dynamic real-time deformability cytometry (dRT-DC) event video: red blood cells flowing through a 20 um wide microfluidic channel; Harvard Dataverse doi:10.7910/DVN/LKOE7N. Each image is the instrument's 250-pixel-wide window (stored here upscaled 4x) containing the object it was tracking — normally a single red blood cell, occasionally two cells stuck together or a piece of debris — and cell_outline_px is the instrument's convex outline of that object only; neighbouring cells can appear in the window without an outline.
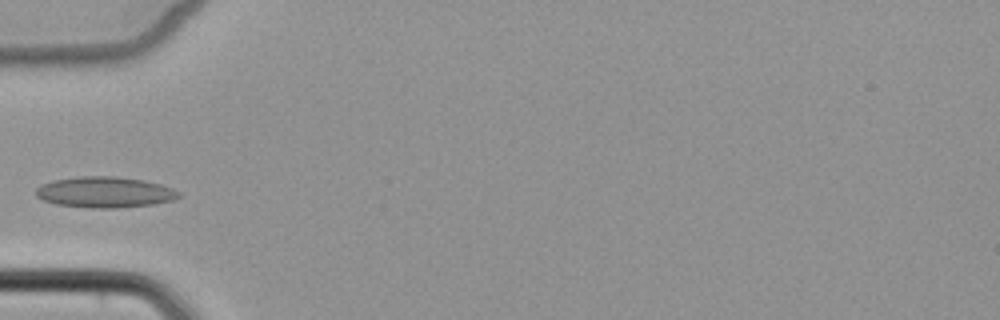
{"species": "common noctule bat (a hibernating species)", "species_latin": "Nyctalus noctula", "temperature_condition": "cold", "stored_images_in_passage": 4, "camera_frame_rate_fps": 3000, "um_per_image_px": 0.085, "animal": {"sex": "female", "body_mass_g": 22.7, "forearm_length_mm": 54.2}, "frame": {"image": 1, "passage_image": 4, "time_ms": 3.667, "image_size_px": [1000, 320], "cell_outline_px": [[180, 196], [172, 200], [152, 204], [116, 208], [92, 208], [56, 204], [44, 200], [36, 196], [36, 188], [40, 184], [52, 180], [80, 176], [116, 176], [144, 180], [160, 184], [172, 188], [180, 192]], "centroid_in_image_um": [8.89, 16.33], "position_along_channel_um": 76.1, "area_um2": 25.72}}